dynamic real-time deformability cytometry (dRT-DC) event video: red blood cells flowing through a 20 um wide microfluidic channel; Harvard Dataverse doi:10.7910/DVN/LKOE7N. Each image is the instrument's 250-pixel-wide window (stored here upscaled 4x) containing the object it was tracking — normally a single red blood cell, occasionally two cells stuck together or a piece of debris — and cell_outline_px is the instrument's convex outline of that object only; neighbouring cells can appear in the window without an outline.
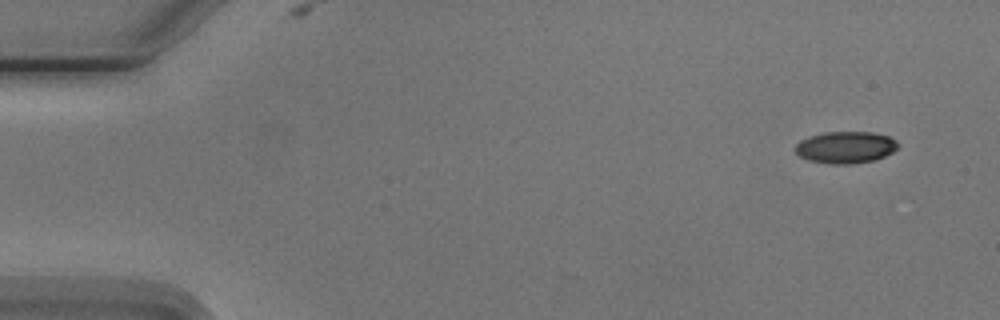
{"species": "Egyptian fruit bat (a non-hibernating species)", "species_latin": "Rousettus aegyptiacus", "temperature_condition": "cold", "stored_images_in_passage": 7, "camera_frame_rate_fps": 3000, "um_per_image_px": 0.085, "animal": {"sex": "male"}, "frame": {"image": 1, "passage_image": 1, "time_ms": 0.0, "image_size_px": [1000, 320], "cell_outline_px": [[900, 144], [892, 152], [884, 156], [872, 160], [852, 164], [828, 164], [808, 160], [800, 156], [792, 148], [800, 140], [808, 136], [824, 132], [872, 132], [888, 136], [896, 140]], "centroid_in_image_um": [71.83, 12.52], "position_along_channel_um": 13.2, "area_um2": 19.19}}
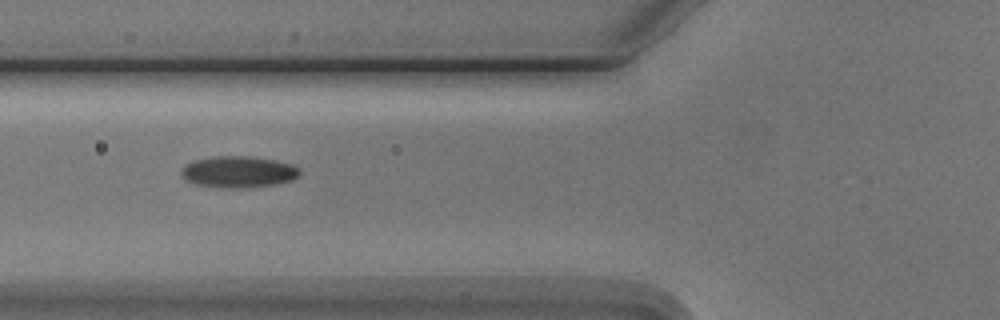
{"frame": {"image": 2, "passage_image": 5, "time_ms": 5.667, "image_size_px": [1000, 320], "cell_outline_px": [[300, 172], [292, 180], [276, 184], [240, 188], [232, 188], [196, 184], [180, 176], [180, 172], [184, 164], [196, 160], [212, 156], [252, 156], [276, 160], [292, 164], [300, 168]], "centroid_in_image_um": [20.26, 14.59], "position_along_channel_um": 105.5, "area_um2": 21.68}}
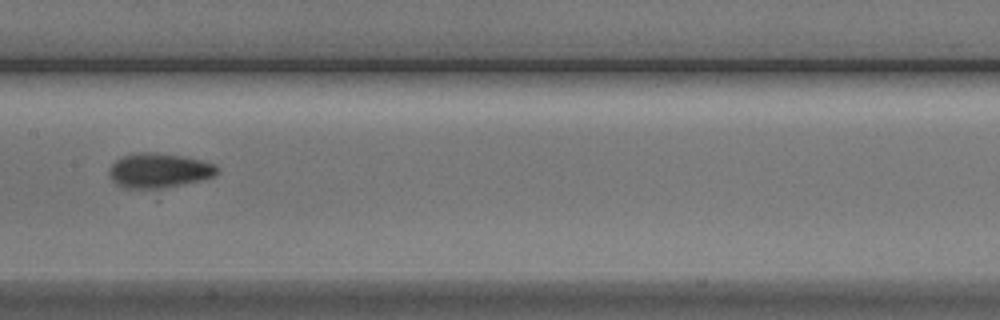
{"frame": {"image": 3, "passage_image": 7, "time_ms": 8.0, "image_size_px": [1000, 320], "cell_outline_px": [[216, 172], [212, 176], [200, 180], [160, 188], [124, 188], [116, 184], [112, 180], [112, 164], [116, 160], [124, 156], [136, 152], [152, 152], [184, 156], [216, 164]], "centroid_in_image_um": [13.5, 14.48], "position_along_channel_um": 193.9, "area_um2": 21.21}}